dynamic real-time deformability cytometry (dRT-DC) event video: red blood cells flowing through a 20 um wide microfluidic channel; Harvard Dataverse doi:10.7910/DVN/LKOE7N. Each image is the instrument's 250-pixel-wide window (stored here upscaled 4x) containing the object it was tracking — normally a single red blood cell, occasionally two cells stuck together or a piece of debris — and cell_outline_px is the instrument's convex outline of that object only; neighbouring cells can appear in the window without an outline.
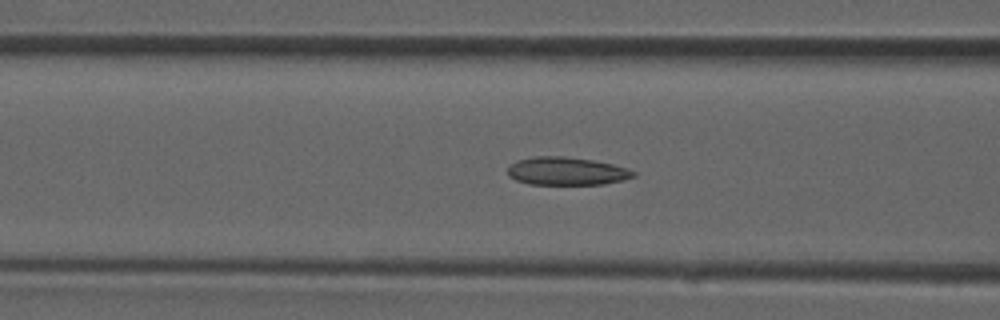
{"species": "common noctule bat (a hibernating species)", "species_latin": "Nyctalus noctula", "temperature_condition": "room temperature", "stored_images_in_passage": 39, "camera_frame_rate_fps": 3000, "um_per_image_px": 0.085, "animal": {"sex": "male", "forearm_length_mm": 52.5}, "frame": {"image": 1, "passage_image": 16, "time_ms": 5.0, "image_size_px": [1000, 320], "cell_outline_px": [[636, 176], [604, 184], [528, 184], [516, 180], [508, 176], [508, 168], [516, 160], [532, 156], [564, 156], [592, 160], [612, 164], [628, 168], [636, 172]], "centroid_in_image_um": [48.14, 14.54], "position_along_channel_um": 118.5, "area_um2": 20.52}}
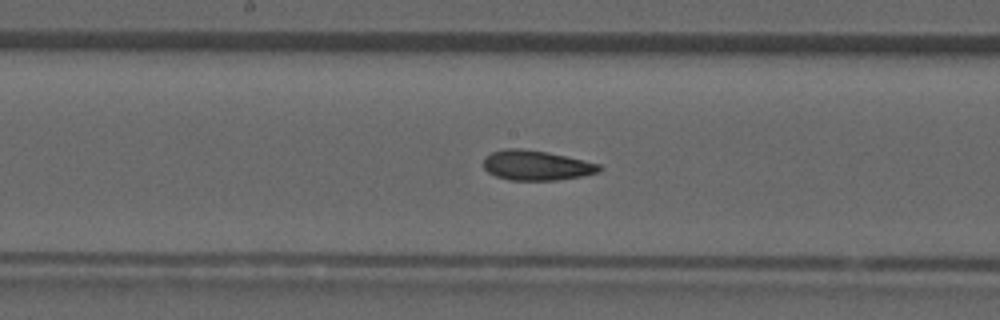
{"frame": {"image": 2, "passage_image": 21, "time_ms": 6.667, "image_size_px": [1000, 320], "cell_outline_px": [[604, 168], [600, 172], [580, 176], [556, 180], [508, 180], [496, 176], [488, 172], [484, 168], [484, 156], [492, 152], [504, 148], [520, 148], [548, 152], [584, 160], [600, 164]], "centroid_in_image_um": [45.59, 14.05], "position_along_channel_um": 202.6, "area_um2": 20.29}}
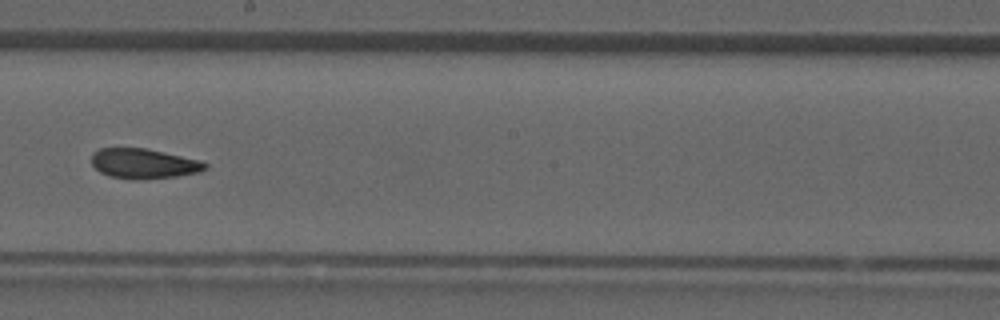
{"frame": {"image": 3, "passage_image": 23, "time_ms": 7.333, "image_size_px": [1000, 320], "cell_outline_px": [[208, 168], [200, 172], [176, 176], [132, 180], [108, 176], [100, 172], [92, 164], [92, 152], [100, 148], [148, 148], [200, 160], [208, 164]], "centroid_in_image_um": [12.22, 13.9], "position_along_channel_um": 236.0, "area_um2": 20.0}}